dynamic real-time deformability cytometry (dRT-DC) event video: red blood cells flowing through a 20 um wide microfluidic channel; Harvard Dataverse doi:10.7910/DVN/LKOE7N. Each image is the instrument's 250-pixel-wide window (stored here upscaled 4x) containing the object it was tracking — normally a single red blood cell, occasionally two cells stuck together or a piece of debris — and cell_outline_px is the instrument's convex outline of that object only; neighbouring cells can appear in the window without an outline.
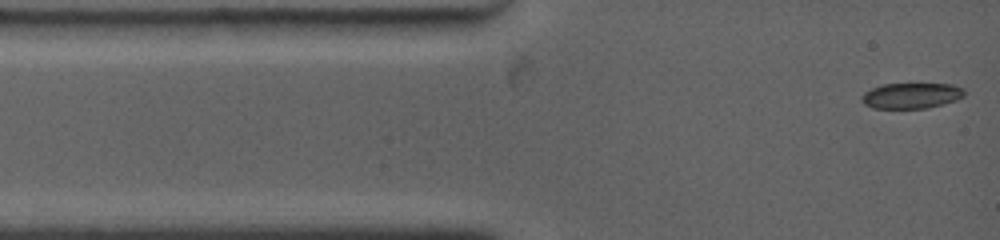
{"species": "common noctule bat (a hibernating species)", "species_latin": "Nyctalus noctula", "temperature_condition": "warm", "stored_images_in_passage": 40, "camera_frame_rate_fps": 4500, "um_per_image_px": 0.085, "animal": {"sex": "female", "body_mass_g": 19.0, "forearm_length_mm": 53.3}, "frame": {"image": 1, "passage_image": 1, "time_ms": 0.0, "image_size_px": [1000, 240], "cell_outline_px": [[964, 96], [956, 100], [928, 108], [872, 108], [864, 104], [860, 100], [860, 96], [864, 92], [872, 88], [884, 84], [952, 84], [964, 88]], "centroid_in_image_um": [77.44, 8.13], "position_along_channel_um": 7.6, "area_um2": 15.37}}
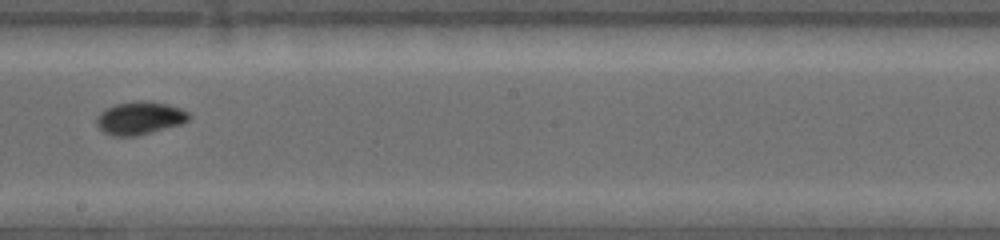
{"frame": {"image": 2, "passage_image": 18, "time_ms": 7.111, "image_size_px": [1000, 240], "cell_outline_px": [[192, 116], [188, 120], [180, 124], [136, 136], [112, 136], [104, 132], [96, 124], [96, 116], [100, 112], [116, 104], [136, 100], [164, 104], [180, 108], [188, 112]], "centroid_in_image_um": [11.85, 10.04], "position_along_channel_um": 236.3, "area_um2": 17.46}}
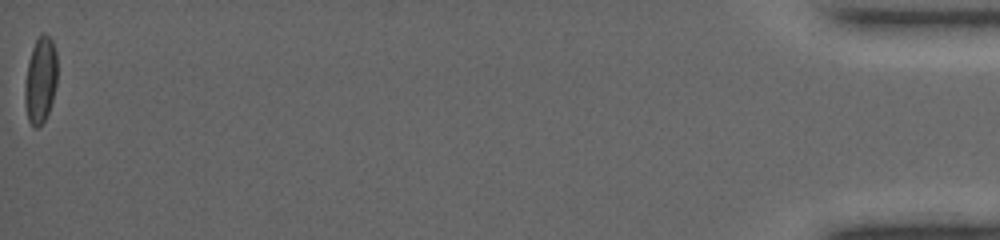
{"frame": {"image": 3, "passage_image": 40, "time_ms": 16.667, "image_size_px": [1000, 240], "cell_outline_px": [[56, 84], [52, 100], [48, 112], [44, 120], [36, 128], [28, 120], [24, 104], [24, 88], [28, 64], [32, 48], [36, 40], [40, 36], [48, 36], [52, 40], [56, 52]], "centroid_in_image_um": [3.42, 6.83], "position_along_channel_um": 431.8, "area_um2": 15.95}, "authors_computed_cell_mechanics": {"area_um2": 16.2418, "velocity_mm_per_s": 3.8247, "shape_relaxation_time_tau1_ms": 10.3082, "shape_relaxation_time_tau2_ms": null, "deformation_change_tau1": 0.2046, "deformation_change_tau2": null}}